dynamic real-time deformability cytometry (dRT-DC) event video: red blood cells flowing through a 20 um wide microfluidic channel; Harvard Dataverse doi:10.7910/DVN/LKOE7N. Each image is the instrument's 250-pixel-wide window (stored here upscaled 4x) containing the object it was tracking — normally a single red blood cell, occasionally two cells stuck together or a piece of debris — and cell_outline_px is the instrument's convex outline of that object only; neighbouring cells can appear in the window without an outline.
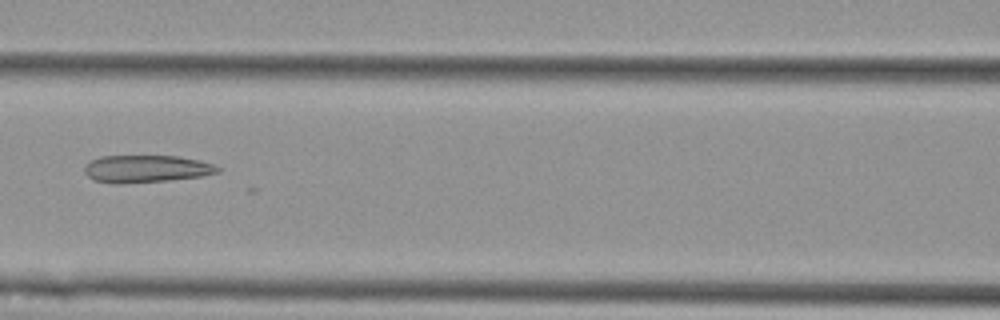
{"species": "Egyptian fruit bat (a non-hibernating species)", "species_latin": "Rousettus aegyptiacus", "temperature_condition": "cold", "stored_images_in_passage": 5, "camera_frame_rate_fps": 3000, "um_per_image_px": 0.085, "animal": {"sex": "female"}, "frame": {"image": 1, "passage_image": 5, "time_ms": 5.667, "image_size_px": [1000, 320], "cell_outline_px": [[220, 172], [200, 176], [168, 180], [120, 184], [112, 184], [92, 180], [84, 172], [84, 164], [100, 156], [180, 156], [200, 160], [216, 164], [220, 168]], "centroid_in_image_um": [12.41, 14.35], "position_along_channel_um": 154.2, "area_um2": 21.5}}